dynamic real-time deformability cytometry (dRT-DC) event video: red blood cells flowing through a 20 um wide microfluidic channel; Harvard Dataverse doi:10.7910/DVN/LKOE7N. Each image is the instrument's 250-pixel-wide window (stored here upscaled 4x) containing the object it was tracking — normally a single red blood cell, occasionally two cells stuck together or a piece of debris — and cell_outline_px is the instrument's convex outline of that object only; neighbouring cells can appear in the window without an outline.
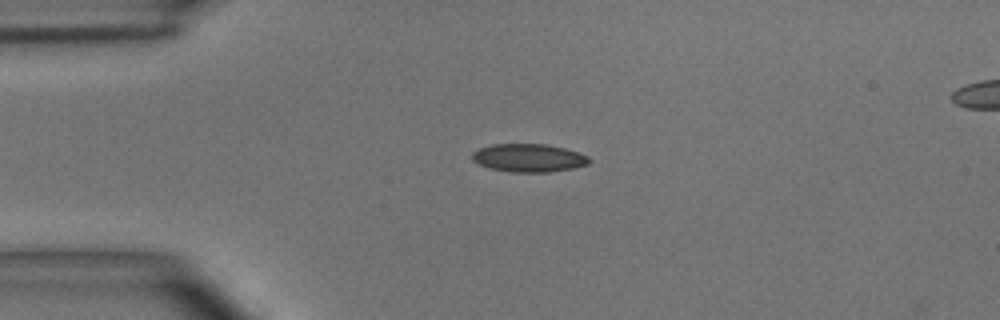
{"species": "common noctule bat (a hibernating species)", "species_latin": "Nyctalus noctula", "temperature_condition": "room temperature", "stored_images_in_passage": 1, "camera_frame_rate_fps": 3000, "um_per_image_px": 0.085, "animal": {"sex": "male", "body_mass_g": 15.6}, "frame": {"image": 1, "passage_image": 1, "time_ms": 0.0, "image_size_px": [1000, 320], "cell_outline_px": [[592, 160], [588, 164], [572, 168], [548, 172], [512, 172], [488, 168], [472, 160], [472, 152], [480, 148], [492, 144], [548, 144], [564, 148], [588, 156]], "centroid_in_image_um": [44.93, 13.42], "position_along_channel_um": 40.1, "area_um2": 19.13}}